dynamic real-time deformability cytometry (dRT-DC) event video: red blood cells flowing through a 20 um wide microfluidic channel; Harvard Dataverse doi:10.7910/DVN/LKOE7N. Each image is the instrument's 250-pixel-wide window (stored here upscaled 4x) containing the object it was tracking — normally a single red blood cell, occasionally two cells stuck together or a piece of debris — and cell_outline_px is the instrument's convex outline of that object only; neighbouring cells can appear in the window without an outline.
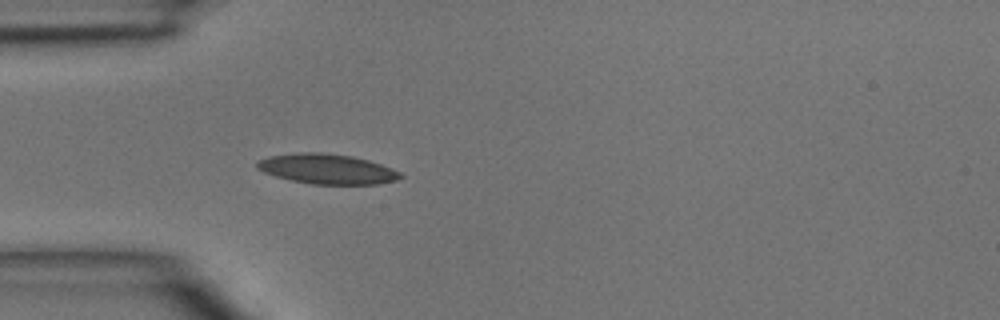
{"species": "common noctule bat (a hibernating species)", "species_latin": "Nyctalus noctula", "temperature_condition": "room temperature", "stored_images_in_passage": 34, "camera_frame_rate_fps": 3000, "um_per_image_px": 0.085, "animal": {"sex": "male", "body_mass_g": 15.6}, "frame": {"image": 1, "passage_image": 1, "time_ms": 0.0, "image_size_px": [1000, 320], "cell_outline_px": [[404, 176], [396, 180], [380, 184], [312, 184], [292, 180], [276, 176], [264, 172], [256, 168], [256, 164], [260, 160], [268, 156], [296, 152], [324, 152], [352, 156], [368, 160], [392, 168], [400, 172]], "centroid_in_image_um": [27.81, 14.35], "position_along_channel_um": 57.2, "area_um2": 25.09}}
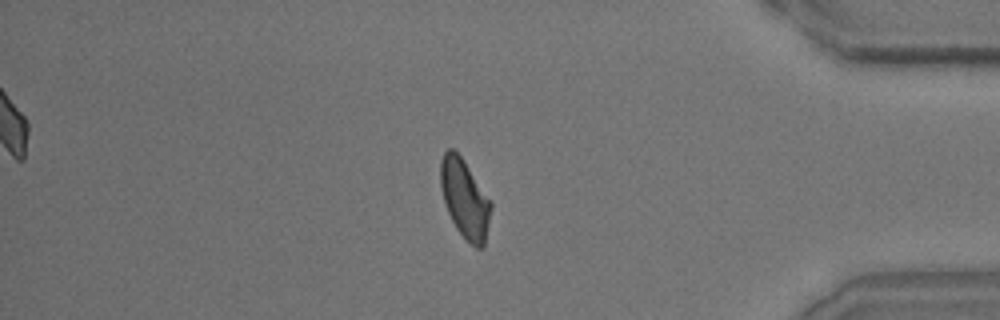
{"frame": {"image": 2, "passage_image": 27, "time_ms": 8.667, "image_size_px": [1000, 320], "cell_outline_px": [[492, 208], [484, 248], [476, 248], [456, 228], [448, 212], [440, 188], [440, 160], [444, 152], [448, 148], [452, 148], [460, 156], [492, 200]], "centroid_in_image_um": [39.52, 16.89], "position_along_channel_um": 395.7, "area_um2": 23.12}}
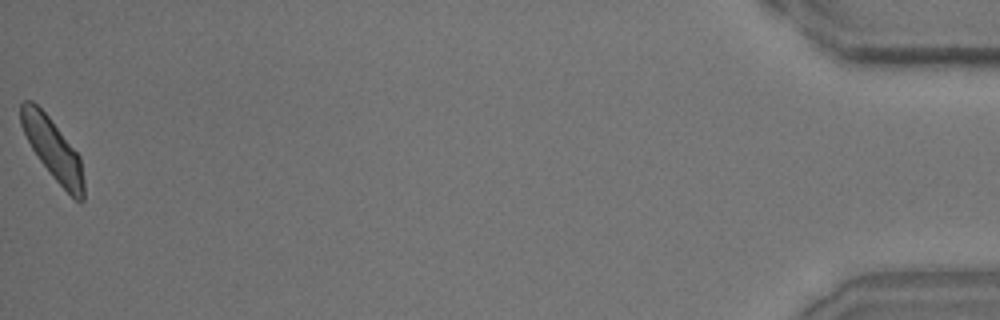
{"frame": {"image": 3, "passage_image": 34, "time_ms": 11.0, "image_size_px": [1000, 320], "cell_outline_px": [[84, 200], [80, 204], [52, 176], [40, 160], [32, 148], [20, 124], [20, 104], [24, 100], [32, 100], [48, 116], [80, 156], [84, 180]], "centroid_in_image_um": [4.5, 12.68], "position_along_channel_um": 430.7, "area_um2": 22.02}}